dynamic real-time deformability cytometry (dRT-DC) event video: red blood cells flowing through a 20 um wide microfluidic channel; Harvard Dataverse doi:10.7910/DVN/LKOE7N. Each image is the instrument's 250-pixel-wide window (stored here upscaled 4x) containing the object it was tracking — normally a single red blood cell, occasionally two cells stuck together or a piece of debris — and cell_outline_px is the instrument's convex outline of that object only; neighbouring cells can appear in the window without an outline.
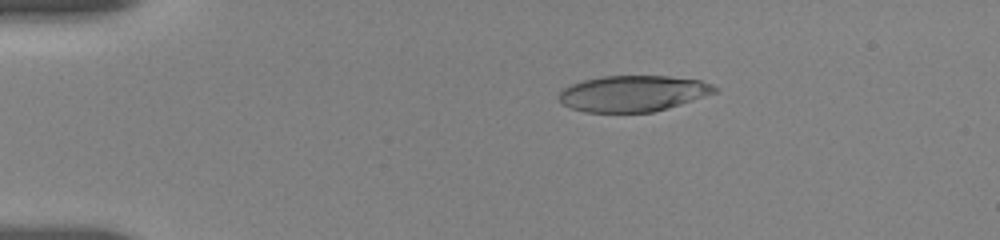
{"species": "human", "species_latin": "Homo sapiens", "temperature_condition": "room temperature", "stored_images_in_passage": 6, "camera_frame_rate_fps": 3000, "um_per_image_px": 0.085, "donor": {"sex": "female"}, "frame": {"image": 1, "passage_image": 1, "time_ms": 0.0, "image_size_px": [1000, 240], "cell_outline_px": [[716, 92], [680, 104], [652, 112], [584, 112], [572, 108], [564, 104], [556, 96], [564, 88], [572, 84], [584, 80], [604, 76], [668, 76], [700, 80], [712, 84], [716, 88]], "centroid_in_image_um": [53.78, 7.94], "position_along_channel_um": 31.2, "area_um2": 32.37}}
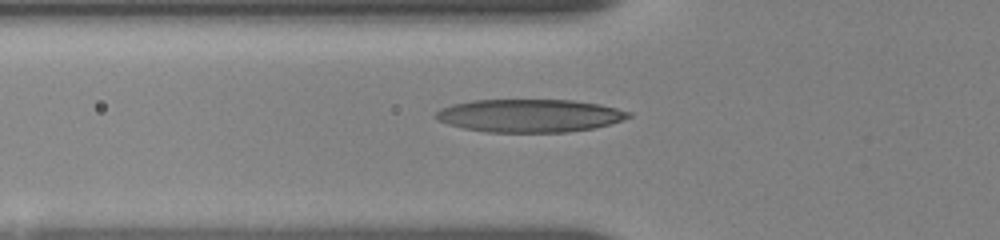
{"frame": {"image": 2, "passage_image": 5, "time_ms": 3.0, "image_size_px": [1000, 240], "cell_outline_px": [[632, 116], [596, 128], [568, 132], [484, 132], [464, 128], [448, 124], [432, 116], [440, 108], [452, 104], [472, 100], [572, 100], [600, 104], [632, 112]], "centroid_in_image_um": [45.0, 9.83], "position_along_channel_um": 80.8, "area_um2": 37.11}}